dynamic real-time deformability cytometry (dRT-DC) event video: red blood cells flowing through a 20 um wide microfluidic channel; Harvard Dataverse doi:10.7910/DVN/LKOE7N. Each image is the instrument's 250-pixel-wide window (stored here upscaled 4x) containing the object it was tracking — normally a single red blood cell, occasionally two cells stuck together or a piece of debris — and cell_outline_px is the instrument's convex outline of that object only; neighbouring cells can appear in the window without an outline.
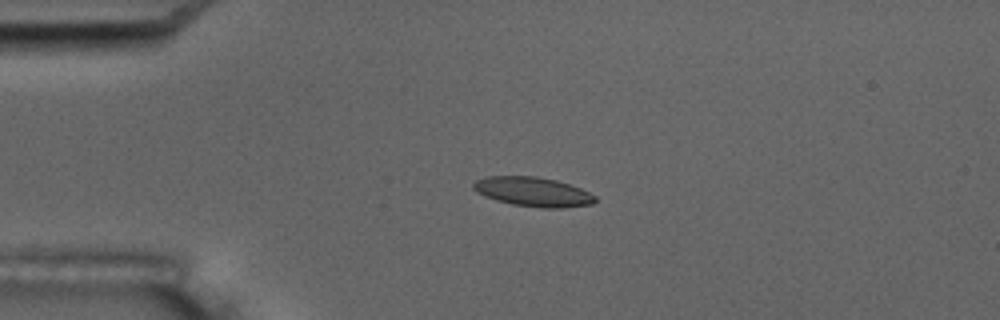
{"species": "common noctule bat (a hibernating species)", "species_latin": "Nyctalus noctula", "temperature_condition": "room temperature", "stored_images_in_passage": 5, "camera_frame_rate_fps": 3000, "um_per_image_px": 0.085, "animal": {"sex": "male", "body_mass_g": 17.5, "forearm_length_mm": 52.3}, "frame": {"image": 1, "passage_image": 4, "time_ms": 3.333, "image_size_px": [1000, 320], "cell_outline_px": [[596, 200], [592, 204], [564, 208], [540, 208], [512, 204], [496, 200], [484, 196], [476, 192], [472, 188], [472, 184], [476, 180], [488, 176], [536, 176], [556, 180], [580, 188], [596, 196]], "centroid_in_image_um": [45.29, 16.3], "position_along_channel_um": 39.7, "area_um2": 20.92}}